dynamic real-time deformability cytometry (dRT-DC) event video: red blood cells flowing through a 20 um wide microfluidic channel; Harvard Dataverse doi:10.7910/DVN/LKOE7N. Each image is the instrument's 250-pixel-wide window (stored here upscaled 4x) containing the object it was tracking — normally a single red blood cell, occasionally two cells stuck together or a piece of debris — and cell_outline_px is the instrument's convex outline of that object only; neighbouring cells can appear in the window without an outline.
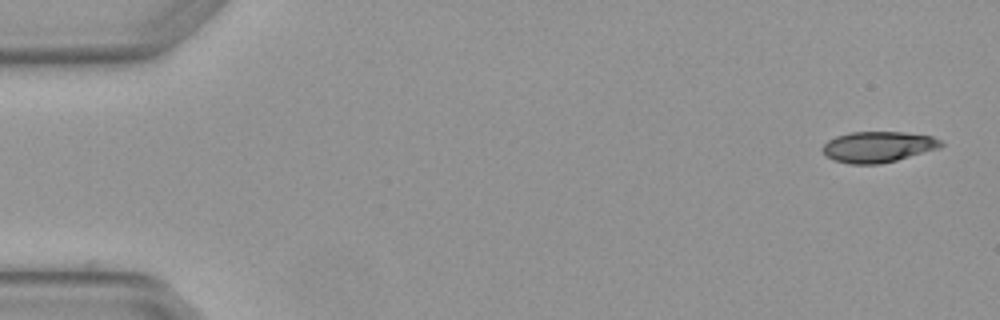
{"species": "Egyptian fruit bat (a non-hibernating species)", "species_latin": "Rousettus aegyptiacus", "temperature_condition": "warm", "stored_images_in_passage": 4, "camera_frame_rate_fps": 3000, "um_per_image_px": 0.085, "animal": {"sex": "female"}, "frame": {"image": 1, "passage_image": 1, "time_ms": 0.0, "image_size_px": [1000, 320], "cell_outline_px": [[944, 144], [940, 148], [896, 160], [880, 164], [848, 164], [832, 160], [820, 148], [828, 140], [836, 136], [852, 132], [904, 132], [932, 136], [940, 140]], "centroid_in_image_um": [74.62, 12.48], "position_along_channel_um": 10.4, "area_um2": 21.33}}
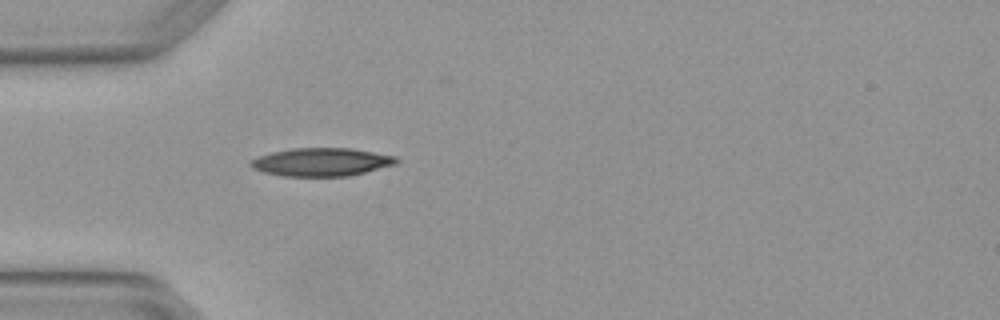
{"frame": {"image": 2, "passage_image": 4, "time_ms": 1.0, "image_size_px": [1000, 320], "cell_outline_px": [[400, 160], [396, 164], [348, 176], [284, 176], [264, 172], [252, 168], [248, 164], [252, 160], [260, 156], [272, 152], [292, 148], [352, 148], [396, 156]], "centroid_in_image_um": [27.34, 13.77], "position_along_channel_um": 57.7, "area_um2": 23.81}}